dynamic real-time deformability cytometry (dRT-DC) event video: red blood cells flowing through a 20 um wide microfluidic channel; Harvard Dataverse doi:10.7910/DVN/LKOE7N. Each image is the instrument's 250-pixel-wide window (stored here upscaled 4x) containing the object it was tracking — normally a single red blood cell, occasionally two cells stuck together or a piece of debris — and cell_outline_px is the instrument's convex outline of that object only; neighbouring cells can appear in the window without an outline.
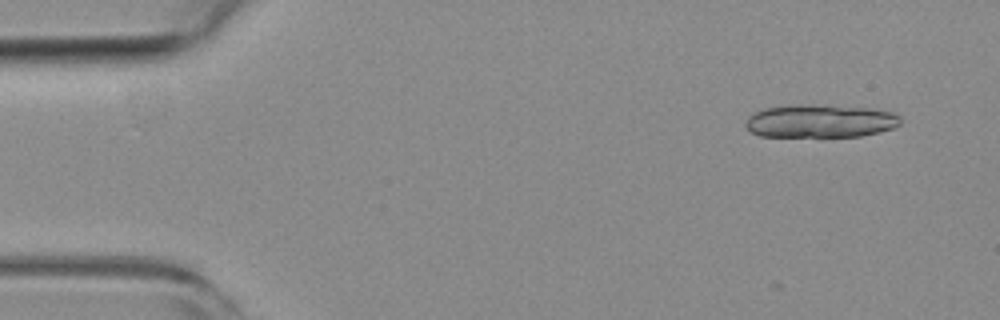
{"species": "common noctule bat (a hibernating species)", "species_latin": "Nyctalus noctula", "temperature_condition": "room temperature", "stored_images_in_passage": 7, "camera_frame_rate_fps": 3000, "um_per_image_px": 0.085, "animal": {"sex": "female", "body_mass_g": 19.3, "forearm_length_mm": 54.1}, "frame": {"image": 1, "passage_image": 1, "time_ms": 0.0, "image_size_px": [1000, 320], "cell_outline_px": [[900, 124], [892, 128], [880, 132], [860, 136], [760, 136], [752, 132], [744, 124], [748, 116], [764, 108], [788, 104], [808, 104], [868, 108], [892, 112], [900, 116]], "centroid_in_image_um": [69.7, 10.28], "position_along_channel_um": 15.3, "area_um2": 29.88}}